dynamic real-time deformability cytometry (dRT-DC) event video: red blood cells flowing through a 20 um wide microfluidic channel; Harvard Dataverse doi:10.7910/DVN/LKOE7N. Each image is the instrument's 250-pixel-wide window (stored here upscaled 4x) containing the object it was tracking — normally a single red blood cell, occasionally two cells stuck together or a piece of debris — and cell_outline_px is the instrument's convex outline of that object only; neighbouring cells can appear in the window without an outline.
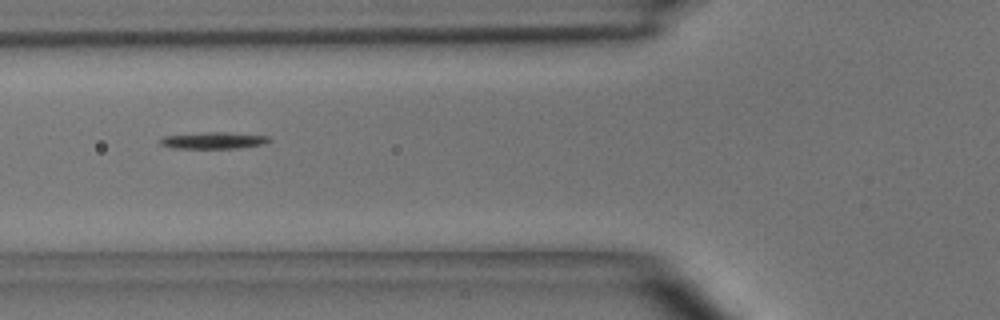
{"species": "common noctule bat (a hibernating species)", "species_latin": "Nyctalus noctula", "temperature_condition": "room temperature", "stored_images_in_passage": 50, "camera_frame_rate_fps": 3000, "um_per_image_px": 0.085, "animal": {"sex": "male", "body_mass_g": 15.6}, "frame": {"image": 1, "passage_image": 19, "time_ms": 6.0, "image_size_px": [1000, 320], "cell_outline_px": [[272, 140], [264, 144], [240, 148], [172, 148], [160, 144], [160, 136], [204, 132], [228, 132], [268, 136]], "centroid_in_image_um": [18.13, 11.93], "position_along_channel_um": 107.7, "area_um2": 10.69}}